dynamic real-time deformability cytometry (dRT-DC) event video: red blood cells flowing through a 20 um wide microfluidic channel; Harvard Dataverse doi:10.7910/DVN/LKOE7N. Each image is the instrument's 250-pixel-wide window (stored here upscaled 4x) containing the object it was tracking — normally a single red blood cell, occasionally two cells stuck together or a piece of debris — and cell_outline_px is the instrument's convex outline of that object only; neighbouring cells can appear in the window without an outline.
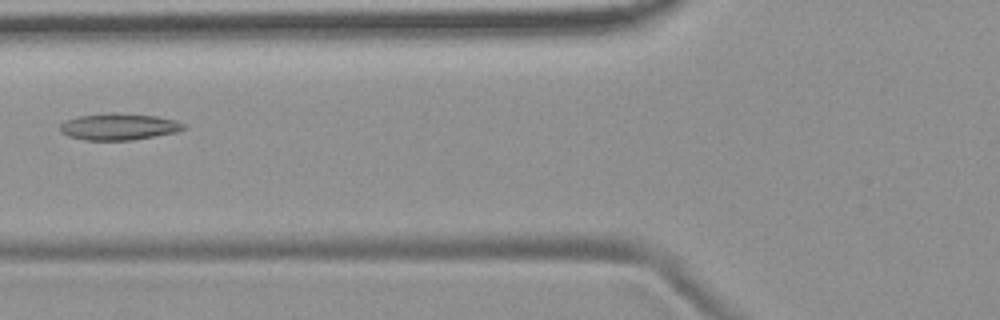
{"species": "common noctule bat (a hibernating species)", "species_latin": "Nyctalus noctula", "temperature_condition": "room temperature", "stored_images_in_passage": 6, "camera_frame_rate_fps": 3000, "um_per_image_px": 0.085, "animal": {"sex": "female", "body_mass_g": 19.9}, "frame": {"image": 1, "passage_image": 6, "time_ms": 5.667, "image_size_px": [1000, 320], "cell_outline_px": [[188, 128], [176, 132], [132, 140], [84, 140], [68, 136], [60, 132], [60, 124], [64, 120], [80, 116], [156, 116], [176, 120], [184, 124]], "centroid_in_image_um": [10.11, 10.83], "position_along_channel_um": 115.7, "area_um2": 18.15}}